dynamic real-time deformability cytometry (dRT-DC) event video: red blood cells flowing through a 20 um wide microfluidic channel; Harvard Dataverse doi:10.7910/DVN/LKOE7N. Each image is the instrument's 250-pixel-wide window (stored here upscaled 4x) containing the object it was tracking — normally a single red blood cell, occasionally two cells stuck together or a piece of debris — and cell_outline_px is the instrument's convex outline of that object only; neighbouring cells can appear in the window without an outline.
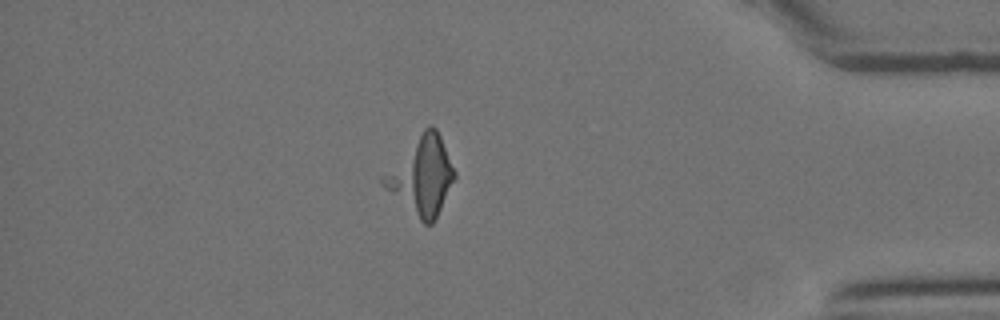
{"species": "Egyptian fruit bat (a non-hibernating species)", "species_latin": "Rousettus aegyptiacus", "temperature_condition": "room temperature", "stored_images_in_passage": 26, "camera_frame_rate_fps": 3000, "um_per_image_px": 0.085, "animal": {"sex": "female"}, "frame": {"image": 1, "passage_image": 23, "time_ms": 7.333, "image_size_px": [1000, 320], "cell_outline_px": [[456, 180], [432, 224], [424, 224], [380, 184], [380, 180], [424, 128], [428, 124], [432, 124], [436, 128], [440, 136], [456, 172]], "centroid_in_image_um": [35.89, 14.96], "position_along_channel_um": 399.3, "area_um2": 31.39}}